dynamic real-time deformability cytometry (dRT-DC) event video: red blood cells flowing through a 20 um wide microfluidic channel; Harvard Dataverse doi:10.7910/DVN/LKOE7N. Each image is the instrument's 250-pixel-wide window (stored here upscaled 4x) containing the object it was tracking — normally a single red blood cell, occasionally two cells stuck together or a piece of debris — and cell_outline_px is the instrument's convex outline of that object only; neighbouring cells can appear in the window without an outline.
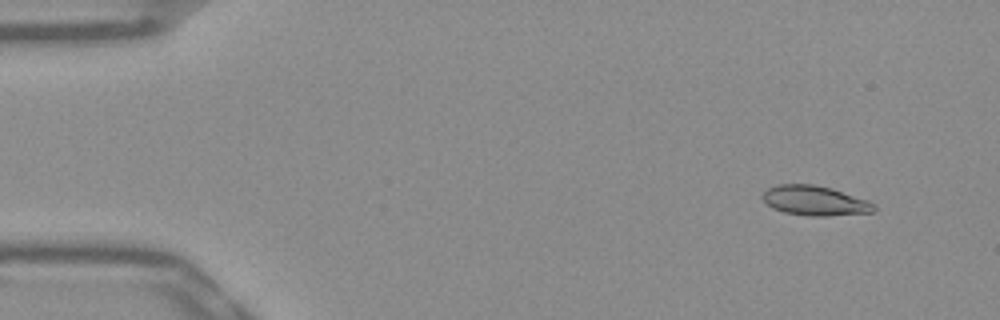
{"species": "Egyptian fruit bat (a non-hibernating species)", "species_latin": "Rousettus aegyptiacus", "temperature_condition": "warm", "stored_images_in_passage": 12, "camera_frame_rate_fps": 3000, "um_per_image_px": 0.085, "frame": {"image": 1, "passage_image": 4, "time_ms": 1.0, "image_size_px": [1000, 320], "cell_outline_px": [[876, 208], [872, 212], [828, 216], [808, 216], [784, 212], [772, 208], [760, 196], [768, 188], [776, 184], [812, 184], [832, 188], [868, 200], [876, 204]], "centroid_in_image_um": [69.26, 17.05], "position_along_channel_um": 15.7, "area_um2": 19.42}}